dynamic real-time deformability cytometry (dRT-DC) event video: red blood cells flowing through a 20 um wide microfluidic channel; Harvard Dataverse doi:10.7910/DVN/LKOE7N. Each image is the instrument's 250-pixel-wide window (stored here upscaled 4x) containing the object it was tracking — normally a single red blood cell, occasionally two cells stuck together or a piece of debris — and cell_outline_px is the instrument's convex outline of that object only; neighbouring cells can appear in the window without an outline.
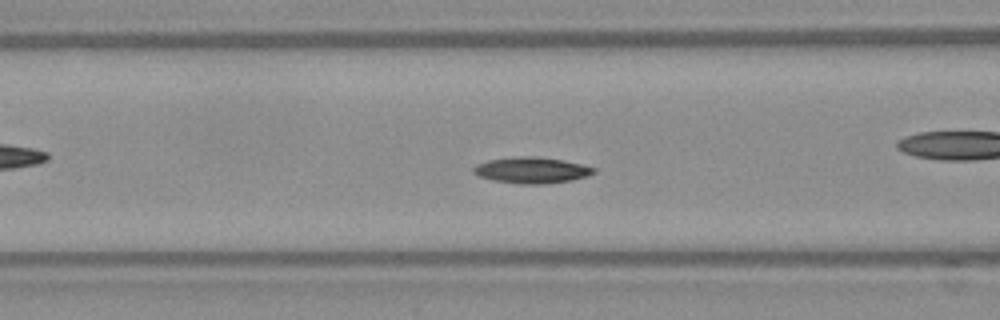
{"species": "Egyptian fruit bat (a non-hibernating species)", "species_latin": "Rousettus aegyptiacus", "temperature_condition": "warm", "stored_images_in_passage": 22, "camera_frame_rate_fps": 3000, "um_per_image_px": 0.085, "frame": {"image": 1, "passage_image": 22, "time_ms": 7.0, "image_size_px": [1000, 320], "cell_outline_px": [[596, 172], [588, 176], [572, 180], [544, 184], [520, 184], [492, 180], [480, 176], [472, 172], [472, 168], [476, 164], [488, 160], [520, 156], [532, 156], [560, 160], [580, 164], [596, 168]], "centroid_in_image_um": [45.17, 14.47], "position_along_channel_um": 121.4, "area_um2": 18.21}}